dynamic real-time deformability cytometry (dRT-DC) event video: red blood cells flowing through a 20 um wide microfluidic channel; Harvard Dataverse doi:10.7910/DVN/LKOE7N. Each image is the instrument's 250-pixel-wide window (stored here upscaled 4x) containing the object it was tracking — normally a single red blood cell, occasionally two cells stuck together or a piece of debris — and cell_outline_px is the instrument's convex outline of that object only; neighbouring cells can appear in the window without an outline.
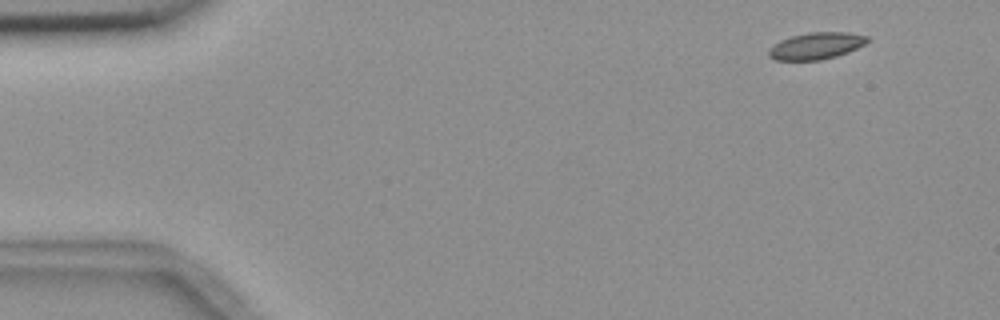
{"species": "common noctule bat (a hibernating species)", "species_latin": "Nyctalus noctula", "temperature_condition": "room temperature", "stored_images_in_passage": 4, "camera_frame_rate_fps": 3000, "um_per_image_px": 0.085, "animal": {"sex": "female", "body_mass_g": 18.4}, "frame": {"image": 1, "passage_image": 1, "time_ms": 0.0, "image_size_px": [1000, 320], "cell_outline_px": [[868, 40], [864, 44], [848, 52], [836, 56], [820, 60], [776, 60], [768, 56], [768, 48], [780, 40], [792, 36], [808, 32], [848, 32], [868, 36]], "centroid_in_image_um": [69.34, 3.89], "position_along_channel_um": 15.7, "area_um2": 15.37}}
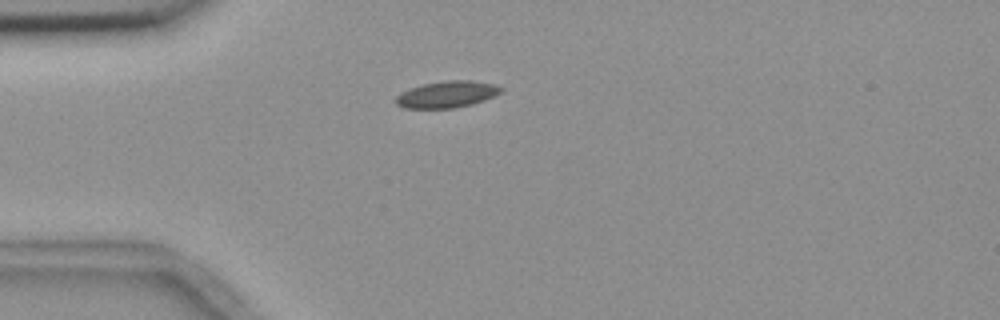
{"frame": {"image": 2, "passage_image": 4, "time_ms": 3.333, "image_size_px": [1000, 320], "cell_outline_px": [[504, 88], [500, 92], [484, 100], [472, 104], [452, 108], [404, 108], [396, 104], [396, 96], [400, 92], [408, 88], [424, 84], [444, 80], [472, 80], [496, 84]], "centroid_in_image_um": [37.97, 8.01], "position_along_channel_um": 47.0, "area_um2": 16.36}}